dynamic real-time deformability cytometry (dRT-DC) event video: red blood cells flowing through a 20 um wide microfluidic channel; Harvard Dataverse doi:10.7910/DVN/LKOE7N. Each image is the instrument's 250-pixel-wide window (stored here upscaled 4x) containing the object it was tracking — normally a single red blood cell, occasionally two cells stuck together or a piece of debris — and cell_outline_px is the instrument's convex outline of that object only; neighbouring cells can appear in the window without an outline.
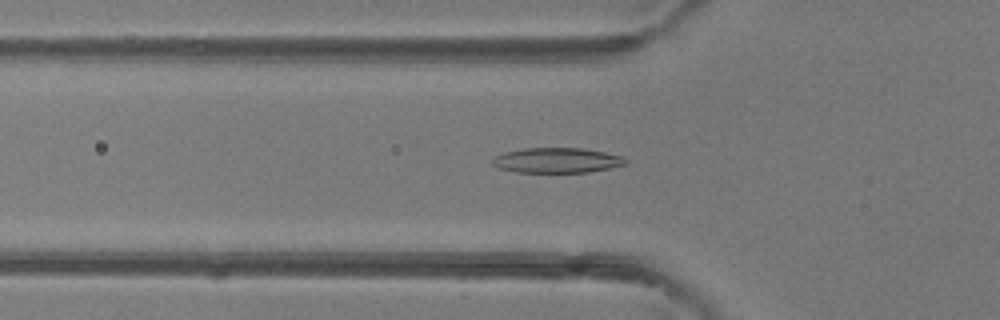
{"species": "common noctule bat (a hibernating species)", "species_latin": "Nyctalus noctula", "temperature_condition": "room temperature", "stored_images_in_passage": 50, "camera_frame_rate_fps": 3000, "um_per_image_px": 0.085, "animal": {"sex": "female"}, "frame": {"image": 1, "passage_image": 17, "time_ms": 5.333, "image_size_px": [1000, 320], "cell_outline_px": [[628, 164], [588, 172], [516, 172], [500, 168], [492, 164], [492, 156], [504, 152], [524, 148], [584, 148], [604, 152], [620, 156], [628, 160]], "centroid_in_image_um": [47.31, 13.62], "position_along_channel_um": 78.5, "area_um2": 19.48}}
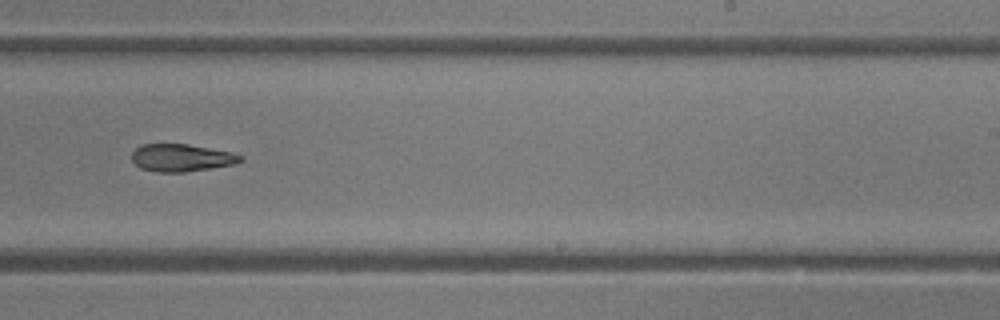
{"frame": {"image": 2, "passage_image": 31, "time_ms": 10.0, "image_size_px": [1000, 320], "cell_outline_px": [[244, 160], [232, 164], [212, 168], [184, 172], [160, 172], [140, 168], [132, 160], [132, 152], [136, 148], [144, 144], [188, 144], [232, 152], [244, 156]], "centroid_in_image_um": [15.44, 13.41], "position_along_channel_um": 273.6, "area_um2": 17.34}}
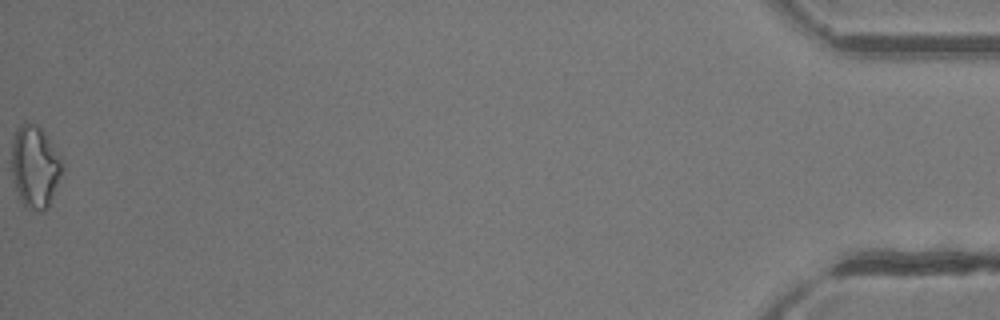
{"frame": {"image": 3, "passage_image": 50, "time_ms": 16.333, "image_size_px": [1000, 320], "cell_outline_px": [[64, 168], [48, 208], [44, 212], [40, 212], [28, 208], [20, 200], [12, 176], [12, 140], [16, 128], [24, 120], [36, 124], [48, 136], [64, 160]], "centroid_in_image_um": [3.0, 14.13], "position_along_channel_um": 432.2, "area_um2": 24.8}, "authors_computed_cell_mechanics": {"area_um2": 19.1318, "velocity_mm_per_s": 4.161, "shape_relaxation_time_tau1_ms": 4.9065, "shape_relaxation_time_tau2_ms": 6.1936, "deformation_change_tau1": 0.1362, "deformation_change_tau2": 0.1615}}